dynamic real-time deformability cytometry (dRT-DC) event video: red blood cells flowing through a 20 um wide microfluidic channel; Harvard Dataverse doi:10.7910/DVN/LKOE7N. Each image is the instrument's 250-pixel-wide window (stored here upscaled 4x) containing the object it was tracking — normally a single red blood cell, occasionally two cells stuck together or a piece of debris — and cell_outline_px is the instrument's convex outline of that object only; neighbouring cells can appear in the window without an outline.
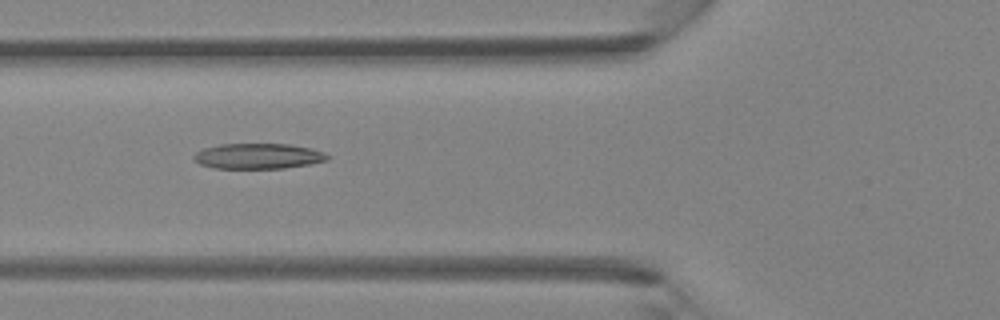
{"species": "Egyptian fruit bat (a non-hibernating species)", "species_latin": "Rousettus aegyptiacus", "temperature_condition": "room temperature", "stored_images_in_passage": 5, "camera_frame_rate_fps": 3000, "um_per_image_px": 0.085, "animal": {"sex": "female"}, "frame": {"image": 1, "passage_image": 5, "time_ms": 1.333, "image_size_px": [1000, 320], "cell_outline_px": [[332, 156], [328, 160], [308, 164], [284, 168], [212, 168], [200, 164], [192, 160], [192, 156], [196, 152], [204, 148], [220, 144], [292, 144], [312, 148], [324, 152]], "centroid_in_image_um": [21.95, 13.26], "position_along_channel_um": 103.9, "area_um2": 20.0}}